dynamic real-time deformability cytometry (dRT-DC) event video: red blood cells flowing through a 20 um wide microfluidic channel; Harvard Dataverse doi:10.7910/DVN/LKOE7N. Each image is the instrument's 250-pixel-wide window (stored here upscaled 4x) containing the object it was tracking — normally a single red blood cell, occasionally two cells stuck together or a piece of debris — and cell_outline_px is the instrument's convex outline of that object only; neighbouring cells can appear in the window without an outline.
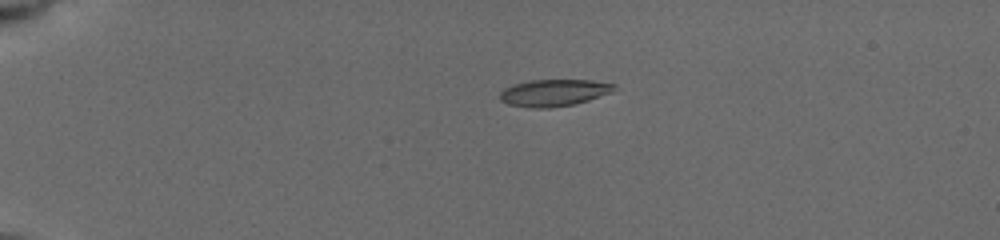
{"species": "common noctule bat (a hibernating species)", "species_latin": "Nyctalus noctula", "temperature_condition": "cold", "stored_images_in_passage": 41, "camera_frame_rate_fps": 3000, "um_per_image_px": 0.085, "animal": {"sex": "female", "body_mass_g": 19.5, "forearm_length_mm": 54.1}, "frame": {"image": 1, "passage_image": 1, "time_ms": 0.0, "image_size_px": [1000, 240], "cell_outline_px": [[616, 88], [612, 92], [576, 104], [552, 108], [528, 108], [508, 104], [500, 100], [500, 92], [504, 88], [512, 84], [532, 80], [592, 80], [616, 84]], "centroid_in_image_um": [47.07, 7.89], "position_along_channel_um": 37.9, "area_um2": 18.09}}
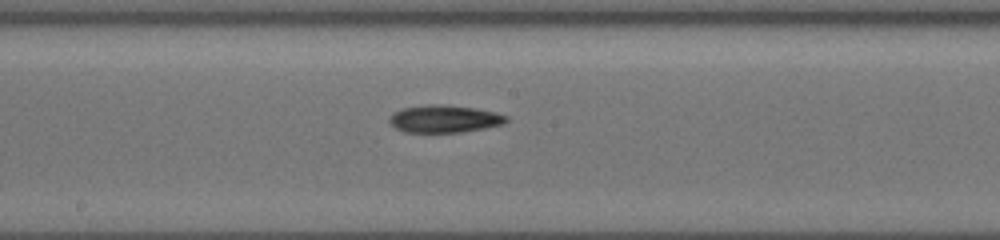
{"frame": {"image": 2, "passage_image": 18, "time_ms": 6.0, "image_size_px": [1000, 240], "cell_outline_px": [[508, 120], [504, 124], [484, 128], [460, 132], [404, 132], [396, 128], [388, 120], [396, 112], [404, 108], [428, 104], [432, 104], [476, 108], [496, 112], [508, 116]], "centroid_in_image_um": [37.82, 10.11], "position_along_channel_um": 210.4, "area_um2": 18.44}}
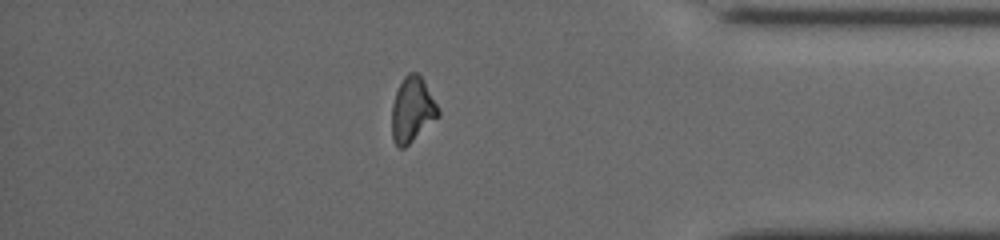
{"frame": {"image": 3, "passage_image": 34, "time_ms": 11.333, "image_size_px": [1000, 240], "cell_outline_px": [[440, 116], [404, 148], [400, 148], [396, 144], [392, 136], [392, 104], [396, 92], [404, 76], [408, 72], [416, 72], [424, 80], [440, 108]], "centroid_in_image_um": [35.07, 9.31], "position_along_channel_um": 400.1, "area_um2": 17.63}}